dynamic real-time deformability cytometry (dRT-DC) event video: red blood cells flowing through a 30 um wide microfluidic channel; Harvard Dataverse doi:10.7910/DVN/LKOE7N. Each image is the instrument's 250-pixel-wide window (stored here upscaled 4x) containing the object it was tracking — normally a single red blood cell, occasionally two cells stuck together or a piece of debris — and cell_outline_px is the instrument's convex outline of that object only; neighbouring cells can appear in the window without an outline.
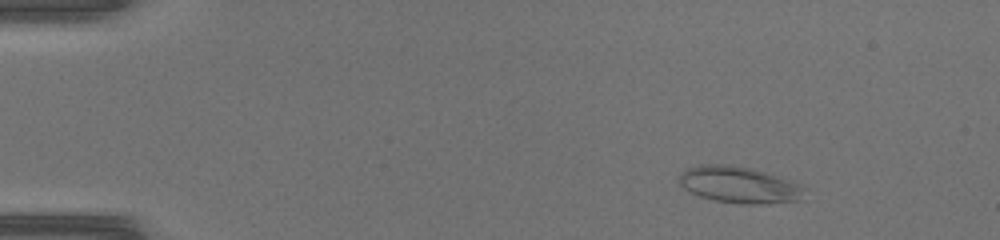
{"species": "common noctule bat (a hibernating species)", "species_latin": "Nyctalus noctula", "temperature_condition": "warm", "stored_images_in_passage": 41, "camera_frame_rate_fps": 3000, "um_per_image_px": 0.085, "animal": {"sex": "female", "body_mass_g": 17.0, "forearm_length_mm": 48.0}, "frame": {"image": 1, "passage_image": 1, "time_ms": 0.0, "image_size_px": [1000, 240], "cell_outline_px": [[784, 200], [720, 200], [704, 196], [688, 188], [684, 184], [684, 176], [688, 172], [696, 168], [736, 168], [752, 172], [776, 180], [784, 192]], "centroid_in_image_um": [62.3, 15.7], "position_along_channel_um": 22.7, "area_um2": 18.61}}
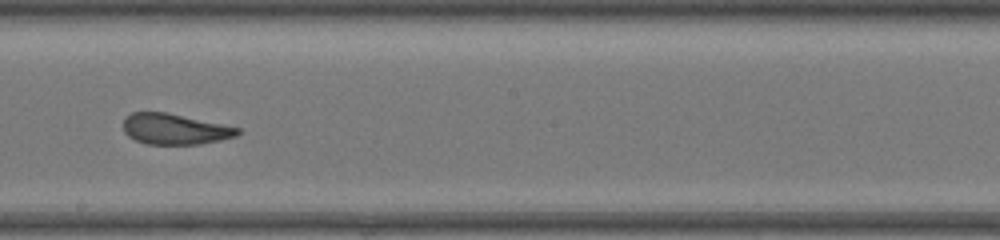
{"frame": {"image": 2, "passage_image": 22, "time_ms": 7.0, "image_size_px": [1000, 240], "cell_outline_px": [[240, 132], [232, 136], [216, 140], [196, 144], [148, 144], [136, 140], [124, 128], [124, 120], [132, 112], [164, 112], [240, 128]], "centroid_in_image_um": [14.84, 10.96], "position_along_channel_um": 233.4, "area_um2": 19.59}}
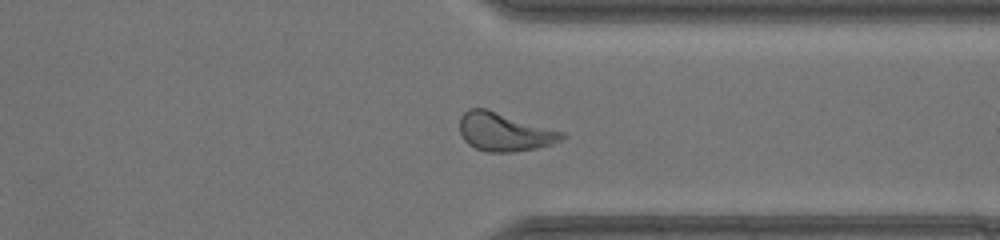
{"frame": {"image": 3, "passage_image": 31, "time_ms": 10.0, "image_size_px": [1000, 240], "cell_outline_px": [[564, 136], [548, 144], [532, 148], [508, 152], [492, 152], [476, 148], [464, 140], [460, 132], [460, 120], [464, 112], [472, 108], [484, 108], [564, 132]], "centroid_in_image_um": [42.8, 11.2], "position_along_channel_um": 368.6, "area_um2": 21.96}}